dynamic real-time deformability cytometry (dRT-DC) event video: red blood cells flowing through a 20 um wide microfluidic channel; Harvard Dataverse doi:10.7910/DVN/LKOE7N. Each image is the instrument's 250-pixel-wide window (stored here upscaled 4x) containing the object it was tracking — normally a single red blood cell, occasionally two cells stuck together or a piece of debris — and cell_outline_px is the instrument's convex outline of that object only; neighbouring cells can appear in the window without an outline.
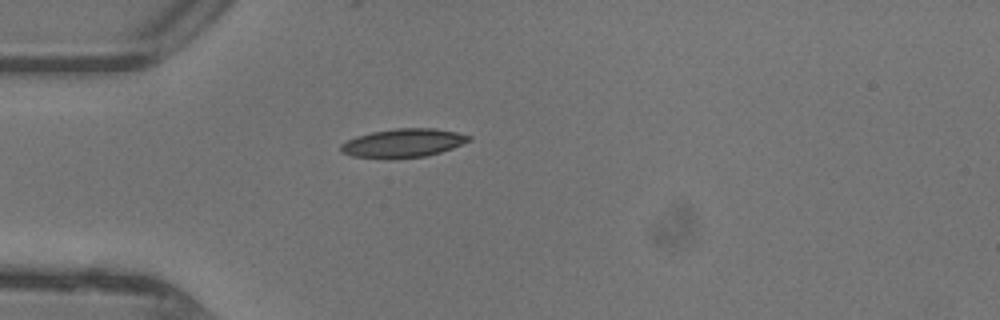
{"species": "common noctule bat (a hibernating species)", "species_latin": "Nyctalus noctula", "temperature_condition": "warm", "stored_images_in_passage": 34, "camera_frame_rate_fps": 3000, "um_per_image_px": 0.085, "animal": {"sex": "female"}, "frame": {"image": 1, "passage_image": 1, "time_ms": 0.0, "image_size_px": [1000, 320], "cell_outline_px": [[472, 140], [452, 148], [440, 152], [424, 156], [352, 156], [340, 152], [340, 144], [356, 136], [372, 132], [396, 128], [432, 128], [456, 132], [472, 136]], "centroid_in_image_um": [34.3, 12.11], "position_along_channel_um": 50.7, "area_um2": 20.58}}
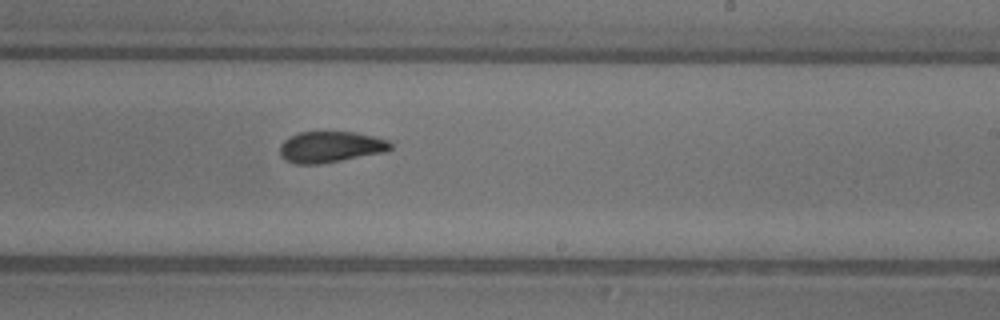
{"frame": {"image": 2, "passage_image": 16, "time_ms": 5.0, "image_size_px": [1000, 320], "cell_outline_px": [[392, 148], [388, 152], [320, 164], [296, 164], [284, 160], [280, 156], [280, 144], [284, 140], [300, 132], [356, 132], [388, 140], [392, 144]], "centroid_in_image_um": [28.11, 12.5], "position_along_channel_um": 260.9, "area_um2": 20.23}}
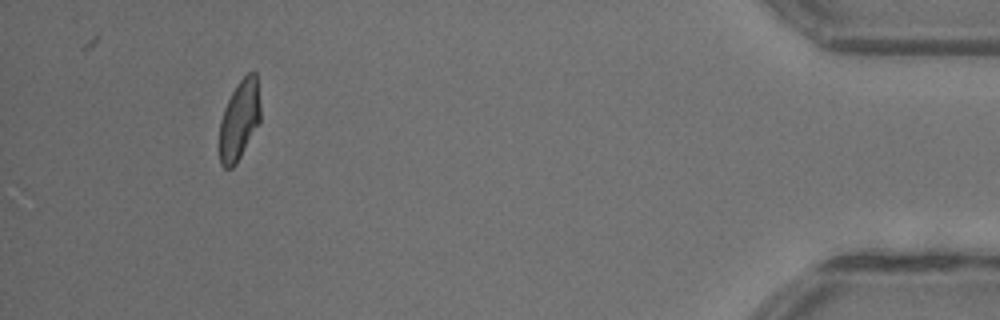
{"frame": {"image": 3, "passage_image": 31, "time_ms": 10.0, "image_size_px": [1000, 320], "cell_outline_px": [[260, 120], [236, 164], [232, 168], [224, 168], [220, 164], [220, 120], [224, 108], [236, 84], [248, 72], [256, 72], [260, 104]], "centroid_in_image_um": [20.34, 10.18], "position_along_channel_um": 414.9, "area_um2": 18.84}, "authors_computed_cell_mechanics": {"area_um2": 20.23, "velocity_mm_per_s": 4.4382, "shape_relaxation_time_tau1_ms": 11.3878, "shape_relaxation_time_tau2_ms": 2.4664, "deformation_change_tau1": 0.2773, "deformation_change_tau2": 0.0826}}